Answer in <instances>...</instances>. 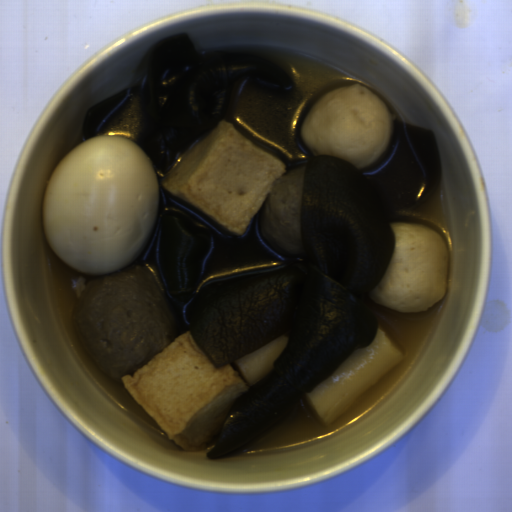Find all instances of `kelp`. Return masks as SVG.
Segmentation results:
<instances>
[{
  "instance_id": "1",
  "label": "kelp",
  "mask_w": 512,
  "mask_h": 512,
  "mask_svg": "<svg viewBox=\"0 0 512 512\" xmlns=\"http://www.w3.org/2000/svg\"><path fill=\"white\" fill-rule=\"evenodd\" d=\"M441 173L432 130L395 122L375 166L310 157L303 178L302 255H281L259 231L226 235L159 189L149 244L177 324L218 367L286 336L272 368L231 404L208 458L261 436L354 351L376 337L371 291L391 259L393 212L417 205Z\"/></svg>"
},
{
  "instance_id": "2",
  "label": "kelp",
  "mask_w": 512,
  "mask_h": 512,
  "mask_svg": "<svg viewBox=\"0 0 512 512\" xmlns=\"http://www.w3.org/2000/svg\"><path fill=\"white\" fill-rule=\"evenodd\" d=\"M239 77L287 93L295 85L270 59L197 51L185 32L161 38L150 48L144 78L85 110L81 132L84 139H92L136 94L142 110L136 143L162 175L177 162L178 153L216 129Z\"/></svg>"
}]
</instances>
